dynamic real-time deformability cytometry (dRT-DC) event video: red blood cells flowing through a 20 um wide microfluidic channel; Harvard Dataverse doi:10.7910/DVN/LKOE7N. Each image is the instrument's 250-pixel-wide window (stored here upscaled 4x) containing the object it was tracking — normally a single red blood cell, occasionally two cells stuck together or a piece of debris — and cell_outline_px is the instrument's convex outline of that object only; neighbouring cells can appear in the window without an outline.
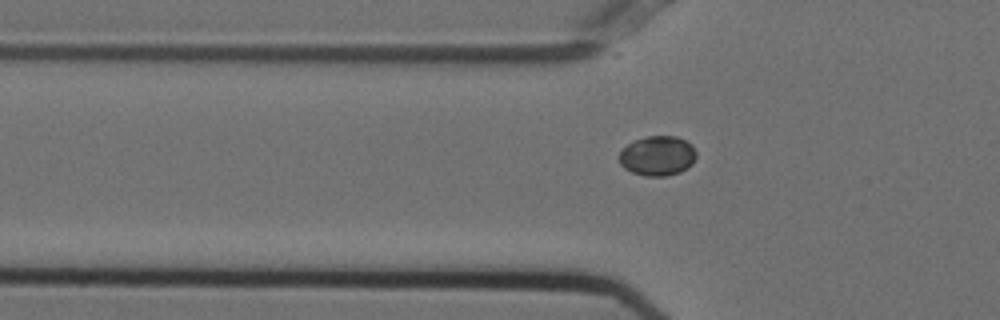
{"species": "Egyptian fruit bat (a non-hibernating species)", "species_latin": "Rousettus aegyptiacus", "temperature_condition": "cold", "stored_images_in_passage": 35, "camera_frame_rate_fps": 3000, "um_per_image_px": 0.085, "animal": {"sex": "female"}, "frame": {"image": 1, "passage_image": 5, "time_ms": 1.333, "image_size_px": [1000, 320], "cell_outline_px": [[696, 156], [692, 164], [688, 168], [680, 172], [664, 176], [644, 176], [632, 172], [624, 168], [620, 164], [620, 152], [628, 144], [636, 140], [648, 136], [676, 136], [692, 144], [696, 152]], "centroid_in_image_um": [55.91, 13.25], "position_along_channel_um": 69.9, "area_um2": 17.8}}
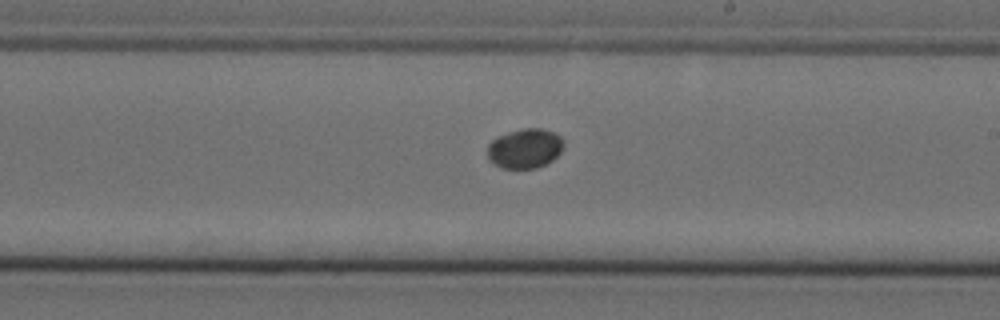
{"frame": {"image": 2, "passage_image": 19, "time_ms": 6.0, "image_size_px": [1000, 320], "cell_outline_px": [[564, 148], [552, 160], [536, 168], [504, 168], [496, 164], [488, 156], [488, 144], [496, 136], [520, 128], [540, 128], [552, 132], [560, 136], [564, 140]], "centroid_in_image_um": [44.63, 12.59], "position_along_channel_um": 244.4, "area_um2": 17.51}}
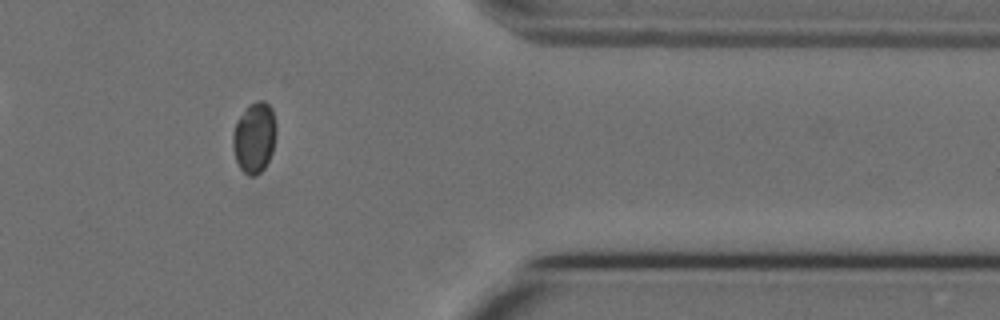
{"frame": {"image": 3, "passage_image": 32, "time_ms": 10.333, "image_size_px": [1000, 320], "cell_outline_px": [[276, 132], [272, 152], [264, 168], [256, 176], [248, 176], [240, 168], [236, 160], [232, 148], [232, 136], [236, 124], [240, 116], [248, 104], [256, 100], [264, 100], [272, 108], [276, 124]], "centroid_in_image_um": [21.62, 11.68], "position_along_channel_um": 389.8, "area_um2": 17.98}}